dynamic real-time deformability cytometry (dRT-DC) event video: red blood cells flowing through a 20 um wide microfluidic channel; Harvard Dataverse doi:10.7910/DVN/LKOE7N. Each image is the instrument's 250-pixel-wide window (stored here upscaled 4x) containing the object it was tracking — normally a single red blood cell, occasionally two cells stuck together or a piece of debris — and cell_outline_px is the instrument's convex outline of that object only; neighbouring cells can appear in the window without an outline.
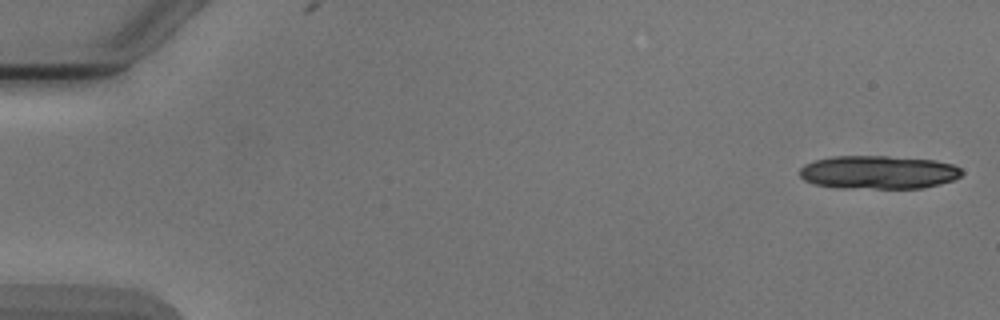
{"species": "Egyptian fruit bat (a non-hibernating species)", "species_latin": "Rousettus aegyptiacus", "temperature_condition": "cold", "stored_images_in_passage": 5, "camera_frame_rate_fps": 3000, "um_per_image_px": 0.085, "animal": {"sex": "male"}, "frame": {"image": 1, "passage_image": 1, "time_ms": 0.0, "image_size_px": [1000, 320], "cell_outline_px": [[964, 172], [960, 176], [952, 180], [940, 184], [924, 188], [844, 188], [812, 184], [804, 180], [800, 176], [800, 168], [804, 164], [816, 160], [832, 156], [888, 156], [936, 160], [952, 164], [960, 168]], "centroid_in_image_um": [74.66, 14.64], "position_along_channel_um": 10.3, "area_um2": 31.67}}